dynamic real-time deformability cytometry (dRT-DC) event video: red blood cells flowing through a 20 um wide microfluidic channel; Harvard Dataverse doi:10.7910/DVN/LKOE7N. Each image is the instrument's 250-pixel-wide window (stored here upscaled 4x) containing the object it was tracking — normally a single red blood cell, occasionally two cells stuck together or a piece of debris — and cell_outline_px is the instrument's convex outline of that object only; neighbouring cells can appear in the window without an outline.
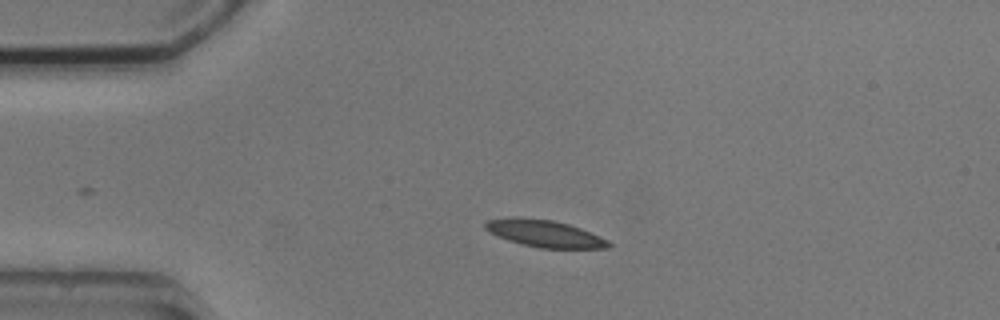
{"species": "common noctule bat (a hibernating species)", "species_latin": "Nyctalus noctula", "temperature_condition": "cold", "stored_images_in_passage": 2, "camera_frame_rate_fps": 3000, "um_per_image_px": 0.085, "animal": {"sex": "male", "body_mass_g": 20.5, "forearm_length_mm": 52.5}, "frame": {"image": 1, "passage_image": 2, "time_ms": 1.333, "image_size_px": [1000, 320], "cell_outline_px": [[612, 244], [608, 248], [540, 248], [508, 240], [496, 236], [484, 228], [484, 224], [488, 220], [516, 216], [552, 220], [568, 224], [580, 228], [608, 240]], "centroid_in_image_um": [46.27, 19.84], "position_along_channel_um": 38.7, "area_um2": 19.31}}